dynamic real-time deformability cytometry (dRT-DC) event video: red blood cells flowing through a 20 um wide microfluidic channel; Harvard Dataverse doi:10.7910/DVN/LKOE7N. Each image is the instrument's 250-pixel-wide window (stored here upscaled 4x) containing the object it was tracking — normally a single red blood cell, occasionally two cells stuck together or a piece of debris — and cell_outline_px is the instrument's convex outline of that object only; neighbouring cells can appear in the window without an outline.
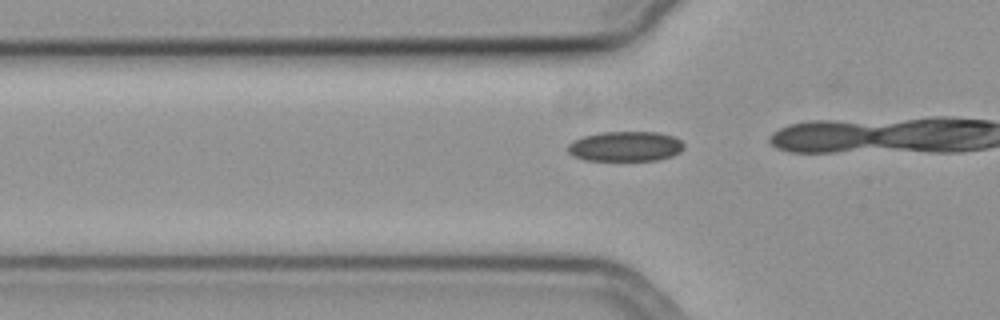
{"species": "common noctule bat (a hibernating species)", "species_latin": "Nyctalus noctula", "temperature_condition": "cold", "stored_images_in_passage": 7, "camera_frame_rate_fps": 3000, "um_per_image_px": 0.085, "animal": {"sex": "female", "body_mass_g": 19.3, "forearm_length_mm": 54.1}, "frame": {"image": 1, "passage_image": 4, "time_ms": 1.0, "image_size_px": [1000, 320], "cell_outline_px": [[684, 148], [680, 152], [672, 156], [656, 160], [584, 160], [572, 156], [568, 152], [568, 144], [572, 140], [584, 136], [600, 132], [660, 132], [672, 136], [680, 140], [684, 144]], "centroid_in_image_um": [53.14, 12.44], "position_along_channel_um": 72.7, "area_um2": 20.4}}